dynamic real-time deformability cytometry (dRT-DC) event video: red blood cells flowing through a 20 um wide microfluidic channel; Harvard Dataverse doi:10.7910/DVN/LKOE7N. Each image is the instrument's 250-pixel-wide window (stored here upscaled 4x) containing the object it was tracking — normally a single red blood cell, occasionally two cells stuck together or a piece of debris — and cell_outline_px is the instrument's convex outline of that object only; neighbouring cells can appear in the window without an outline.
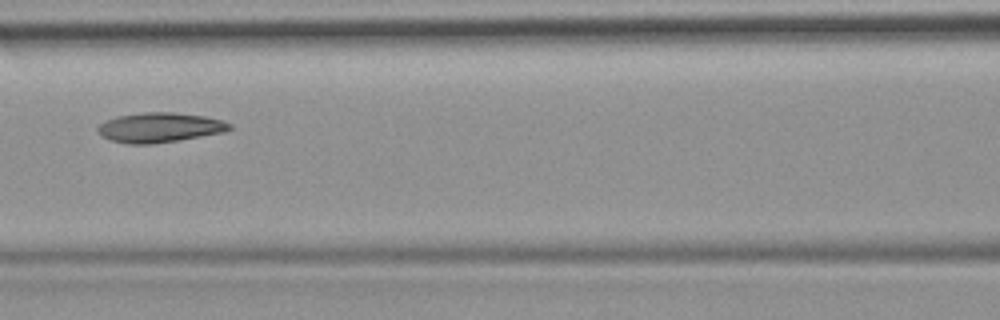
{"species": "common noctule bat (a hibernating species)", "species_latin": "Nyctalus noctula", "temperature_condition": "room temperature", "stored_images_in_passage": 6, "camera_frame_rate_fps": 3000, "um_per_image_px": 0.085, "animal": {"sex": "female", "body_mass_g": 19.9}, "frame": {"image": 1, "passage_image": 6, "time_ms": 5.667, "image_size_px": [1000, 320], "cell_outline_px": [[232, 128], [224, 132], [180, 140], [152, 144], [128, 144], [112, 140], [104, 136], [96, 128], [100, 124], [116, 116], [144, 112], [172, 112], [204, 116], [220, 120], [232, 124]], "centroid_in_image_um": [13.6, 10.84], "position_along_channel_um": 153.0, "area_um2": 22.66}}